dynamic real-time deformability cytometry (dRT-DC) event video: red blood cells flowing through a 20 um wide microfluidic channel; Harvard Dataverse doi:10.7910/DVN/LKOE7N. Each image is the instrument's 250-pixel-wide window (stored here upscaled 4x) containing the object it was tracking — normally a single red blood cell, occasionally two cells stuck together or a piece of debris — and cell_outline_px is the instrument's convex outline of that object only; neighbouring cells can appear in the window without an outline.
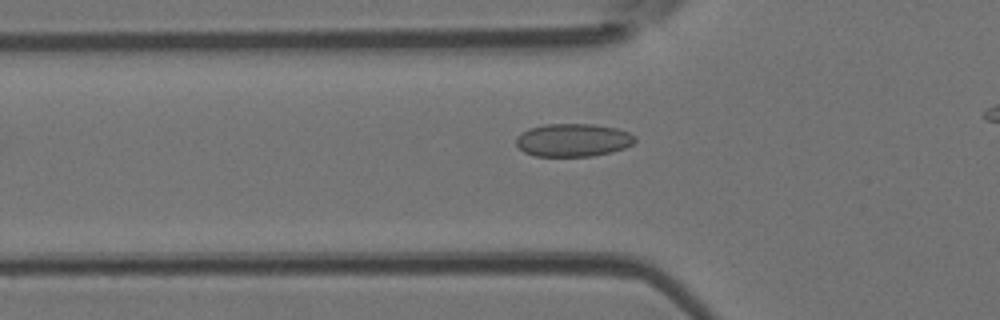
{"species": "Egyptian fruit bat (a non-hibernating species)", "species_latin": "Rousettus aegyptiacus", "temperature_condition": "room temperature", "stored_images_in_passage": 31, "camera_frame_rate_fps": 3000, "um_per_image_px": 0.085, "animal": {"sex": "female"}, "frame": {"image": 1, "passage_image": 5, "time_ms": 1.333, "image_size_px": [1000, 320], "cell_outline_px": [[636, 140], [632, 144], [624, 148], [612, 152], [592, 156], [536, 156], [524, 152], [516, 144], [516, 136], [520, 132], [528, 128], [544, 124], [592, 124], [616, 128], [628, 132], [636, 136]], "centroid_in_image_um": [48.69, 11.9], "position_along_channel_um": 77.1, "area_um2": 23.0}}
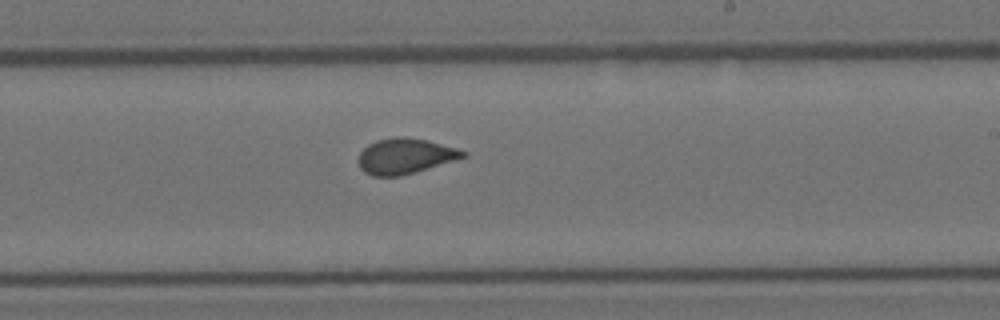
{"frame": {"image": 2, "passage_image": 18, "time_ms": 5.667, "image_size_px": [1000, 320], "cell_outline_px": [[468, 156], [400, 176], [372, 176], [364, 172], [360, 168], [360, 152], [368, 144], [376, 140], [396, 136], [428, 140], [456, 148], [468, 152]], "centroid_in_image_um": [34.44, 13.26], "position_along_channel_um": 254.6, "area_um2": 21.39}}
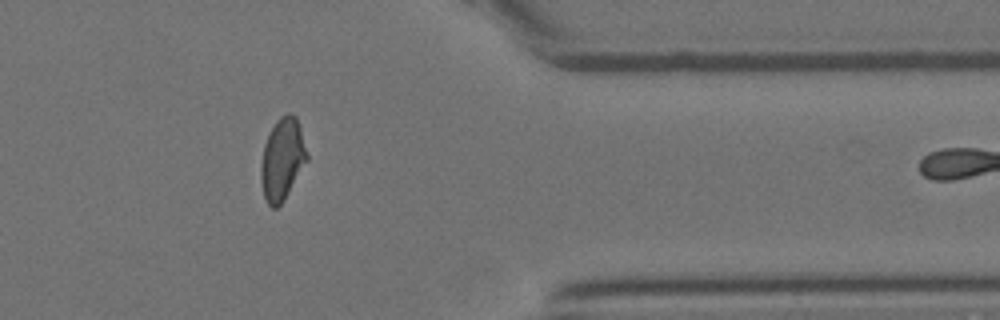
{"frame": {"image": 3, "passage_image": 29, "time_ms": 9.333, "image_size_px": [1000, 320], "cell_outline_px": [[308, 160], [284, 200], [276, 208], [272, 208], [268, 204], [264, 196], [260, 180], [260, 168], [264, 144], [276, 120], [280, 116], [288, 112], [292, 112], [296, 116], [300, 128], [308, 156]], "centroid_in_image_um": [23.99, 13.53], "position_along_channel_um": 387.4, "area_um2": 21.96}}